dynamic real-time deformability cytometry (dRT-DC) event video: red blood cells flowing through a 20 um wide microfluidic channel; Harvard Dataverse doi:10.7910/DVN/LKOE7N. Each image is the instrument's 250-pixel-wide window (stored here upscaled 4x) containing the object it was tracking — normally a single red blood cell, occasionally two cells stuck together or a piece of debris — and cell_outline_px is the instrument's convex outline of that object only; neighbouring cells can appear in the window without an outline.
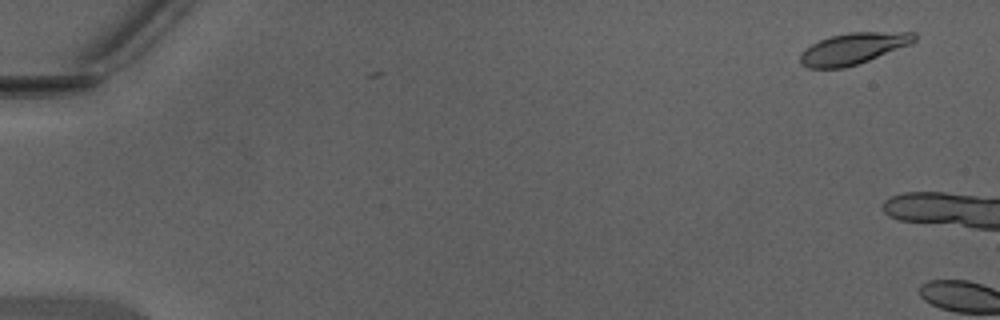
{"species": "Egyptian fruit bat (a non-hibernating species)", "species_latin": "Rousettus aegyptiacus", "temperature_condition": "warm", "stored_images_in_passage": 4, "camera_frame_rate_fps": 3000, "um_per_image_px": 0.085, "animal": {"sex": "male"}, "frame": {"image": 1, "passage_image": 4, "time_ms": 1.0, "image_size_px": [1000, 320], "cell_outline_px": [[916, 40], [912, 44], [868, 60], [844, 68], [808, 68], [800, 64], [800, 52], [812, 44], [820, 40], [832, 36], [848, 32], [916, 32]], "centroid_in_image_um": [72.52, 4.12], "position_along_channel_um": 12.5, "area_um2": 20.81}}